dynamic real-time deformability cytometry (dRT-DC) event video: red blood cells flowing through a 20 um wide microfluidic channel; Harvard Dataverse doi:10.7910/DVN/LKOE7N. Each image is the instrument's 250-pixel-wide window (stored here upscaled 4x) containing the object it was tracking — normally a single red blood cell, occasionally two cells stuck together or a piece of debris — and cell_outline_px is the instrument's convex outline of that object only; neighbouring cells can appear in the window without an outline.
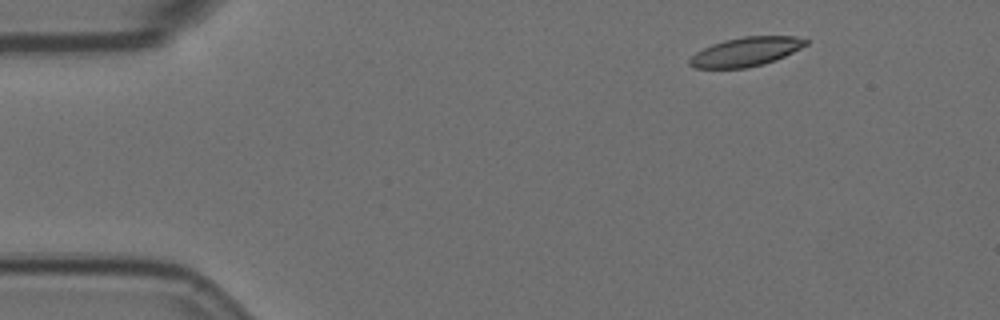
{"species": "Egyptian fruit bat (a non-hibernating species)", "species_latin": "Rousettus aegyptiacus", "temperature_condition": "room temperature", "stored_images_in_passage": 51, "camera_frame_rate_fps": 3000, "um_per_image_px": 0.085, "animal": {"sex": "female"}, "frame": {"image": 1, "passage_image": 1, "time_ms": 0.0, "image_size_px": [1000, 320], "cell_outline_px": [[808, 44], [776, 60], [764, 64], [744, 68], [696, 68], [688, 64], [688, 60], [696, 52], [712, 44], [724, 40], [744, 36], [796, 36], [808, 40]], "centroid_in_image_um": [63.4, 4.39], "position_along_channel_um": 21.6, "area_um2": 19.59}}
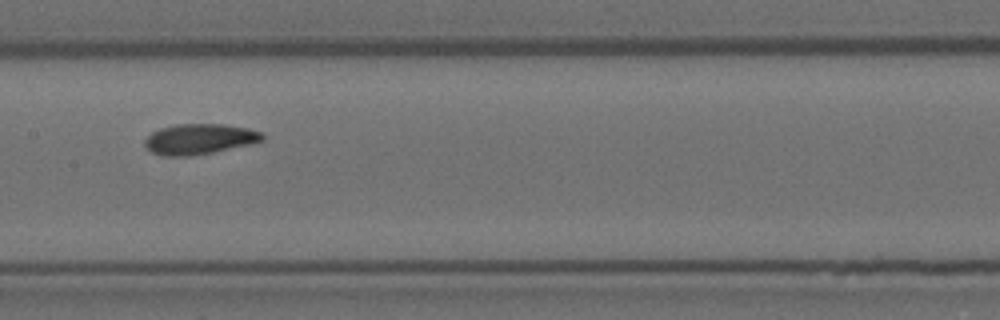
{"frame": {"image": 2, "passage_image": 22, "time_ms": 7.0, "image_size_px": [1000, 320], "cell_outline_px": [[264, 140], [248, 144], [212, 152], [188, 156], [172, 156], [152, 152], [144, 144], [144, 140], [152, 132], [160, 128], [176, 124], [224, 124], [248, 128], [264, 132]], "centroid_in_image_um": [16.97, 11.8], "position_along_channel_um": 190.4, "area_um2": 20.63}}
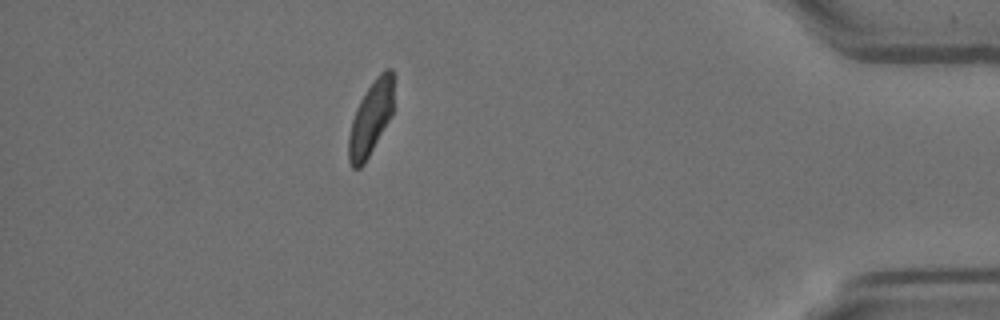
{"frame": {"image": 3, "passage_image": 44, "time_ms": 14.333, "image_size_px": [1000, 320], "cell_outline_px": [[396, 76], [392, 116], [364, 164], [360, 168], [352, 168], [348, 160], [348, 136], [352, 120], [356, 108], [360, 100], [376, 76], [384, 68], [392, 68]], "centroid_in_image_um": [31.56, 9.99], "position_along_channel_um": 403.6, "area_um2": 20.0}, "authors_computed_cell_mechanics": {"area_um2": 20.4612, "velocity_mm_per_s": 3.561, "shape_relaxation_time_tau1_ms": 5.9736, "shape_relaxation_time_tau2_ms": 3.5898, "deformation_change_tau1": 0.1644, "deformation_change_tau2": 0.0805}}